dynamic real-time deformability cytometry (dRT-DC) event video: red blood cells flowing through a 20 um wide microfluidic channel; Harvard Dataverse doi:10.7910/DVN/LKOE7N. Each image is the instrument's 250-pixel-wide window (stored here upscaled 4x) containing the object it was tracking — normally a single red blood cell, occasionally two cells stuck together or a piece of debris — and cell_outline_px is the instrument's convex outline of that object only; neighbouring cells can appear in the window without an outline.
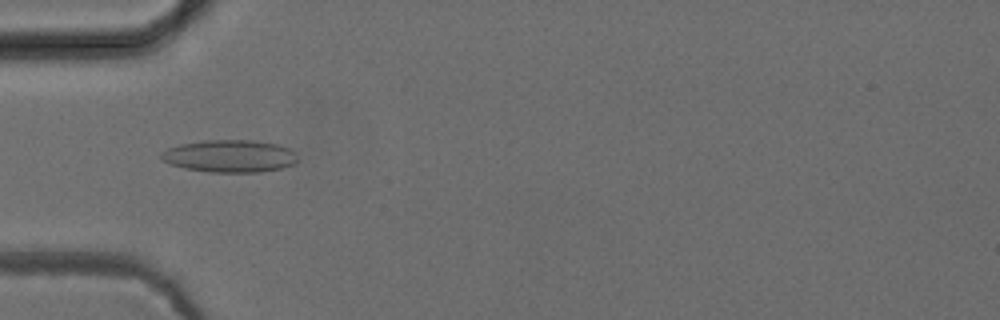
{"species": "common noctule bat (a hibernating species)", "species_latin": "Nyctalus noctula", "temperature_condition": "cold", "stored_images_in_passage": 49, "camera_frame_rate_fps": 3000, "um_per_image_px": 0.085, "animal": {"sex": "female", "body_mass_g": 24.6, "forearm_length_mm": 56.2}, "frame": {"image": 1, "passage_image": 14, "time_ms": 4.333, "image_size_px": [1000, 320], "cell_outline_px": [[300, 160], [296, 164], [280, 168], [260, 172], [208, 172], [184, 168], [172, 164], [164, 160], [160, 156], [160, 152], [168, 148], [180, 144], [204, 140], [252, 140], [276, 144], [288, 148], [296, 152]], "centroid_in_image_um": [19.57, 13.27], "position_along_channel_um": 65.4, "area_um2": 25.89}}
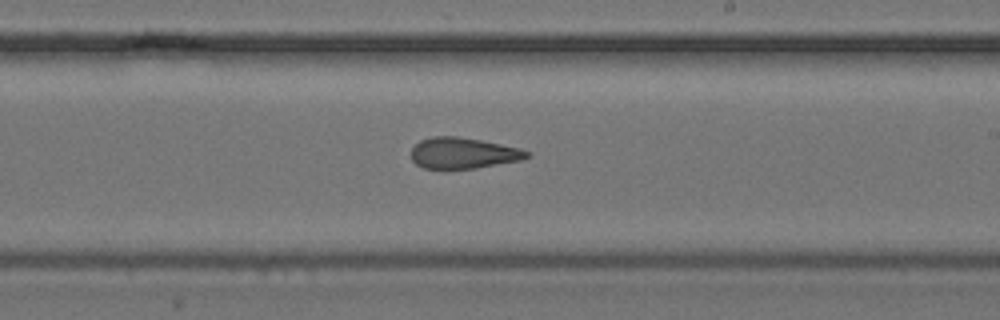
{"frame": {"image": 2, "passage_image": 28, "time_ms": 9.0, "image_size_px": [1000, 320], "cell_outline_px": [[532, 156], [520, 160], [476, 168], [424, 168], [416, 164], [412, 160], [412, 148], [420, 140], [432, 136], [456, 136], [480, 140], [520, 148], [532, 152]], "centroid_in_image_um": [39.4, 13.0], "position_along_channel_um": 249.6, "area_um2": 20.81}}
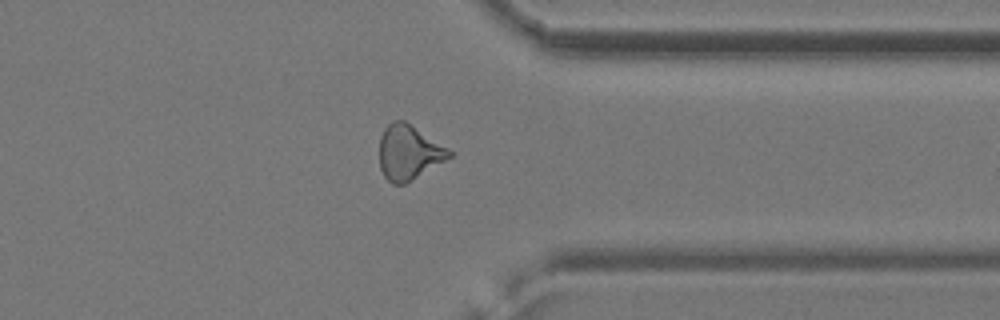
{"frame": {"image": 3, "passage_image": 38, "time_ms": 12.333, "image_size_px": [1000, 320], "cell_outline_px": [[452, 156], [412, 180], [404, 184], [392, 184], [384, 176], [380, 168], [380, 136], [384, 128], [392, 120], [404, 120], [448, 148], [452, 152]], "centroid_in_image_um": [34.72, 12.95], "position_along_channel_um": 376.7, "area_um2": 22.08}, "authors_computed_cell_mechanics": {"area_um2": 21.8484, "velocity_mm_per_s": 3.9535, "shape_relaxation_time_tau1_ms": null, "shape_relaxation_time_tau2_ms": 3.4558, "deformation_change_tau1": null, "deformation_change_tau2": 0.1256}}